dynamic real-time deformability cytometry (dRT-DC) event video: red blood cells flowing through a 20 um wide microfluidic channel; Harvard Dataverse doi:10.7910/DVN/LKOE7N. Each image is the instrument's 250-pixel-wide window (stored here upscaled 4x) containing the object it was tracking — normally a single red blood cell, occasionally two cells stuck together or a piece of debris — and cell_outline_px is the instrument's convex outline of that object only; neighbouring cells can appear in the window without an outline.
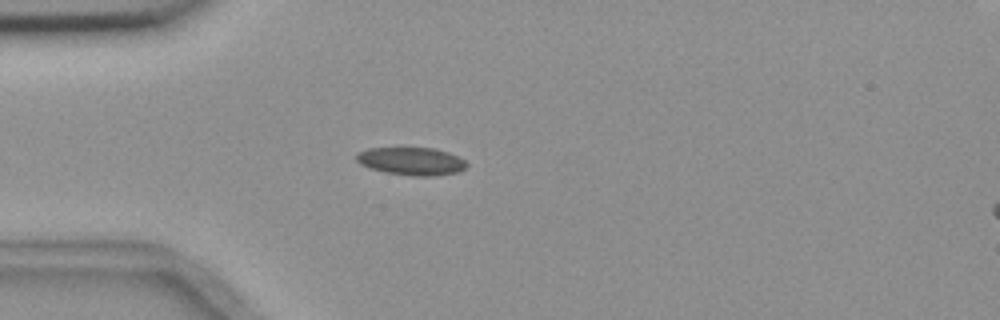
{"species": "common noctule bat (a hibernating species)", "species_latin": "Nyctalus noctula", "temperature_condition": "room temperature", "stored_images_in_passage": 1, "camera_frame_rate_fps": 3000, "um_per_image_px": 0.085, "animal": {"sex": "female", "body_mass_g": 18.4}, "frame": {"image": 1, "passage_image": 1, "time_ms": 0.0, "image_size_px": [1000, 320], "cell_outline_px": [[468, 164], [464, 168], [456, 172], [432, 176], [412, 176], [384, 172], [360, 164], [356, 160], [356, 156], [360, 152], [368, 148], [436, 148], [448, 152], [464, 160]], "centroid_in_image_um": [34.96, 13.7], "position_along_channel_um": 50.0, "area_um2": 17.69}}